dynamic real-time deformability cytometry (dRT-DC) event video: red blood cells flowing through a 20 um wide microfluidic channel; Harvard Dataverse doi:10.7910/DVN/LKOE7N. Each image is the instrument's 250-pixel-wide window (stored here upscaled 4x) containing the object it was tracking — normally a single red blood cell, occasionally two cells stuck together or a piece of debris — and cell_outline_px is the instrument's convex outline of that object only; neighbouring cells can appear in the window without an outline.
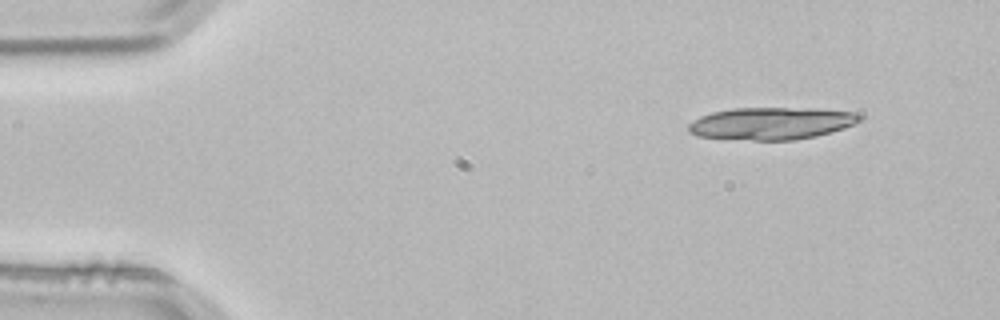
{"species": "common noctule bat (a hibernating species)", "species_latin": "Nyctalus noctula", "temperature_condition": "room temperature", "stored_images_in_passage": 3, "camera_frame_rate_fps": 3000, "um_per_image_px": 0.085, "animal": {"sex": "male", "body_mass_g": 21.5, "forearm_length_mm": 52.0}, "frame": {"image": 1, "passage_image": 1, "time_ms": 0.0, "image_size_px": [1000, 320], "cell_outline_px": [[864, 116], [860, 120], [844, 128], [816, 136], [796, 140], [752, 140], [696, 136], [688, 132], [688, 124], [700, 116], [712, 112], [732, 108], [820, 108], [860, 112]], "centroid_in_image_um": [65.61, 10.47], "position_along_channel_um": 19.4, "area_um2": 32.54}}